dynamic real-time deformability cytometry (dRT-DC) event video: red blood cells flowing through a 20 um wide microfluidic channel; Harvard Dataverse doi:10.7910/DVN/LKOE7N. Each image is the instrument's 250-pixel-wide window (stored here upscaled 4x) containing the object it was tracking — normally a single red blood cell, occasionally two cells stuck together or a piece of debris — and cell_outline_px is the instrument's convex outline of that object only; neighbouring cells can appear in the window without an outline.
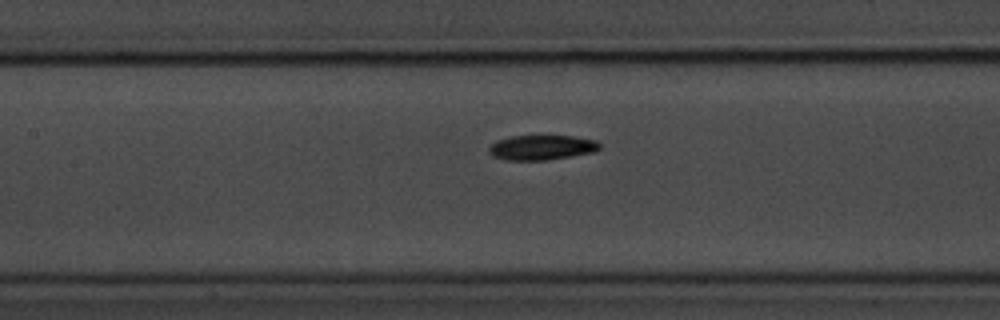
{"species": "common noctule bat (a hibernating species)", "species_latin": "Nyctalus noctula", "temperature_condition": "room temperature", "stored_images_in_passage": 7, "camera_frame_rate_fps": 3000, "um_per_image_px": 0.085, "animal": {"sex": "male", "body_mass_g": 20.1, "forearm_length_mm": 53.5}, "frame": {"image": 1, "passage_image": 7, "time_ms": 7.667, "image_size_px": [1000, 320], "cell_outline_px": [[600, 148], [592, 152], [572, 156], [548, 160], [508, 160], [492, 156], [488, 152], [488, 148], [496, 140], [512, 136], [572, 136], [596, 140], [600, 144]], "centroid_in_image_um": [46.02, 12.54], "position_along_channel_um": 161.4, "area_um2": 16.01}}